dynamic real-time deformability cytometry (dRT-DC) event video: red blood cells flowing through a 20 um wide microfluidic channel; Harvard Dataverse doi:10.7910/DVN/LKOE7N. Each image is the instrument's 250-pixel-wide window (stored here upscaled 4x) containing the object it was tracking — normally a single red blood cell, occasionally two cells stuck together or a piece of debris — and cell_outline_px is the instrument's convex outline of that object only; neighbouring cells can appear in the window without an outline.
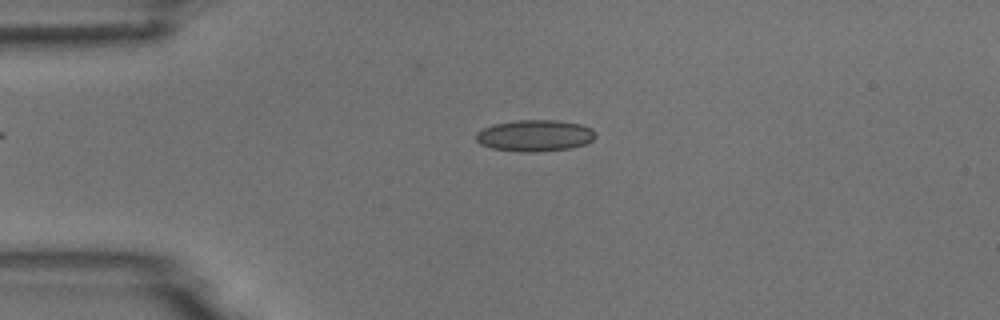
{"species": "common noctule bat (a hibernating species)", "species_latin": "Nyctalus noctula", "temperature_condition": "room temperature", "stored_images_in_passage": 7, "camera_frame_rate_fps": 3000, "um_per_image_px": 0.085, "animal": {"sex": "male", "body_mass_g": 18.8}, "frame": {"image": 1, "passage_image": 3, "time_ms": 2.333, "image_size_px": [1000, 320], "cell_outline_px": [[596, 136], [592, 140], [584, 144], [572, 148], [536, 152], [524, 152], [492, 148], [480, 144], [476, 140], [476, 132], [492, 124], [516, 120], [556, 120], [580, 124], [592, 128], [596, 132]], "centroid_in_image_um": [45.47, 11.52], "position_along_channel_um": 39.5, "area_um2": 22.02}}